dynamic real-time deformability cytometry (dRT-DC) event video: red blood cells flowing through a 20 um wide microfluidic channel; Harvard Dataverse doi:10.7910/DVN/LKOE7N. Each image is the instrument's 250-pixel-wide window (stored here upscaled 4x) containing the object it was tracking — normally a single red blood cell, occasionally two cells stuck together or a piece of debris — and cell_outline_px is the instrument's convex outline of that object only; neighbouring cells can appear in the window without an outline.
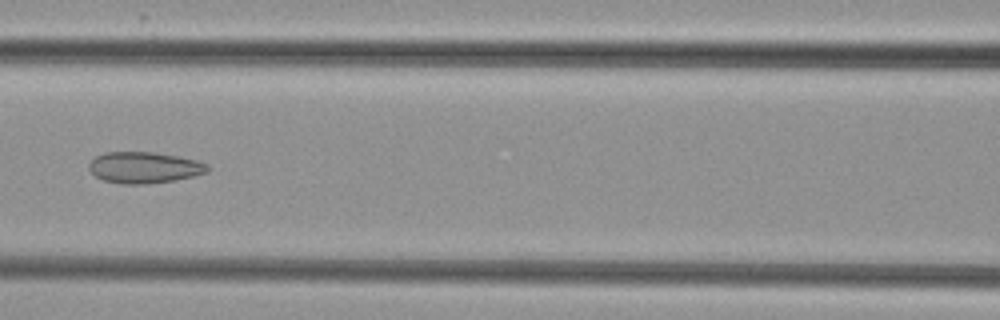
{"species": "common noctule bat (a hibernating species)", "species_latin": "Nyctalus noctula", "temperature_condition": "cold", "stored_images_in_passage": 7, "camera_frame_rate_fps": 3000, "um_per_image_px": 0.085, "animal": {"sex": "female", "body_mass_g": 29.2, "forearm_length_mm": 56.3}, "frame": {"image": 1, "passage_image": 7, "time_ms": 7.0, "image_size_px": [1000, 320], "cell_outline_px": [[208, 172], [192, 176], [172, 180], [148, 184], [120, 184], [104, 180], [96, 176], [88, 168], [88, 164], [96, 156], [104, 152], [152, 152], [200, 160], [208, 164]], "centroid_in_image_um": [12.26, 14.23], "position_along_channel_um": 154.3, "area_um2": 21.56}}